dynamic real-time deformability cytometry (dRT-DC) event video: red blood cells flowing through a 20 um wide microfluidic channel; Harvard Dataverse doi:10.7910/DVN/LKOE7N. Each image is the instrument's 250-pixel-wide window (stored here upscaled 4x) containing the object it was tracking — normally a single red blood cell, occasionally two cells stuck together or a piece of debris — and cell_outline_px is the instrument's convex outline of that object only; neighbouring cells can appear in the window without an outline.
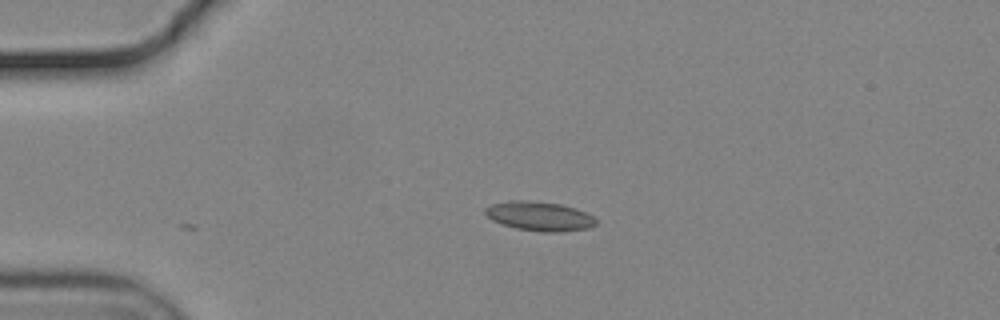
{"species": "common noctule bat (a hibernating species)", "species_latin": "Nyctalus noctula", "temperature_condition": "cold", "stored_images_in_passage": 43, "camera_frame_rate_fps": 3000, "um_per_image_px": 0.085, "animal": {"sex": "male", "body_mass_g": 19.2, "forearm_length_mm": 51.8}, "frame": {"image": 1, "passage_image": 1, "time_ms": 0.0, "image_size_px": [1000, 320], "cell_outline_px": [[596, 224], [588, 228], [560, 232], [544, 232], [516, 228], [492, 220], [484, 212], [484, 208], [492, 204], [508, 200], [528, 200], [560, 204], [576, 208], [592, 216], [596, 220]], "centroid_in_image_um": [45.84, 18.36], "position_along_channel_um": 39.2, "area_um2": 18.79}}
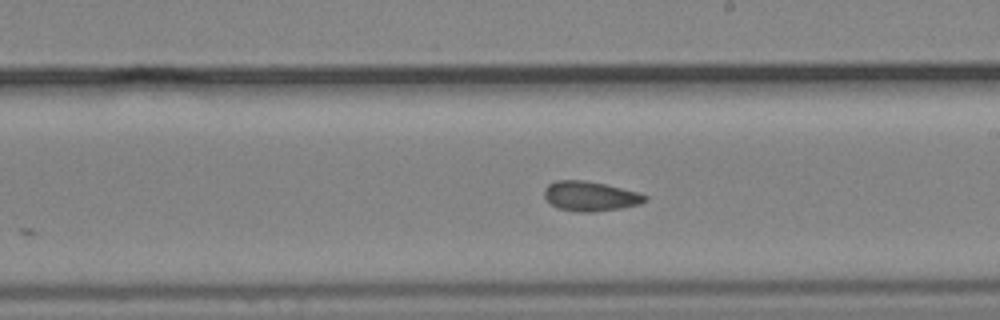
{"frame": {"image": 2, "passage_image": 20, "time_ms": 6.333, "image_size_px": [1000, 320], "cell_outline_px": [[648, 200], [640, 204], [620, 208], [592, 212], [576, 212], [560, 208], [552, 204], [544, 196], [544, 188], [548, 184], [556, 180], [584, 180], [604, 184], [640, 192], [648, 196]], "centroid_in_image_um": [50.2, 16.67], "position_along_channel_um": 238.8, "area_um2": 17.46}}
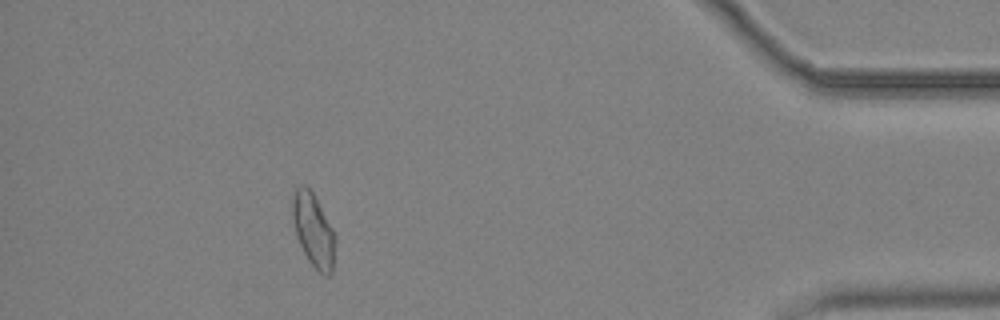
{"frame": {"image": 3, "passage_image": 38, "time_ms": 12.333, "image_size_px": [1000, 320], "cell_outline_px": [[336, 240], [332, 272], [328, 276], [324, 276], [308, 260], [300, 244], [292, 220], [292, 196], [296, 188], [300, 184], [304, 184], [312, 192], [332, 228], [336, 236]], "centroid_in_image_um": [26.64, 19.56], "position_along_channel_um": 408.6, "area_um2": 18.09}, "authors_computed_cell_mechanics": {"area_um2": 17.5134, "velocity_mm_per_s": 3.7056, "shape_relaxation_time_tau1_ms": null, "shape_relaxation_time_tau2_ms": 2.4402, "deformation_change_tau1": null, "deformation_change_tau2": 0.0742}}